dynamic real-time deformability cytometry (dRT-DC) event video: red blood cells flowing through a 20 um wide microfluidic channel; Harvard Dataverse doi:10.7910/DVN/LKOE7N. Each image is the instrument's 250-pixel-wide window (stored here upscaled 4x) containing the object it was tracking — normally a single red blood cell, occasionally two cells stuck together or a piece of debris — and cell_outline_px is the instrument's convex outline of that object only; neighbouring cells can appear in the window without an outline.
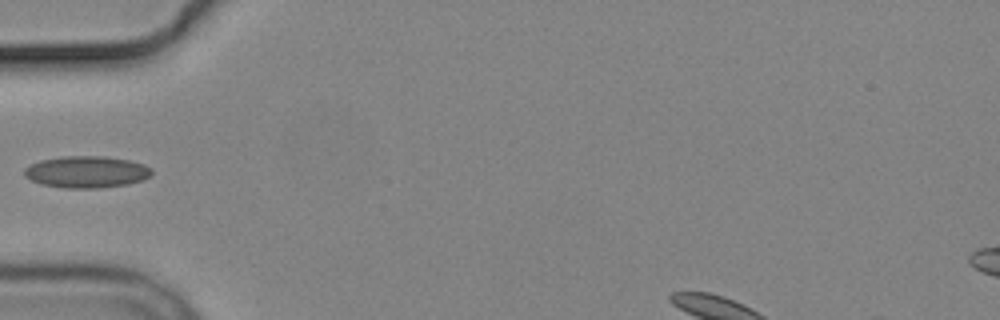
{"species": "common noctule bat (a hibernating species)", "species_latin": "Nyctalus noctula", "temperature_condition": "cold", "stored_images_in_passage": 6, "camera_frame_rate_fps": 3000, "um_per_image_px": 0.085, "animal": {"sex": "male", "body_mass_g": 19.2, "forearm_length_mm": 51.8}, "frame": {"image": 1, "passage_image": 5, "time_ms": 6.0, "image_size_px": [1000, 320], "cell_outline_px": [[152, 176], [144, 180], [128, 184], [100, 188], [64, 188], [40, 184], [24, 176], [24, 168], [40, 160], [60, 156], [104, 156], [128, 160], [144, 164], [152, 168]], "centroid_in_image_um": [7.38, 14.61], "position_along_channel_um": 77.6, "area_um2": 23.81}}
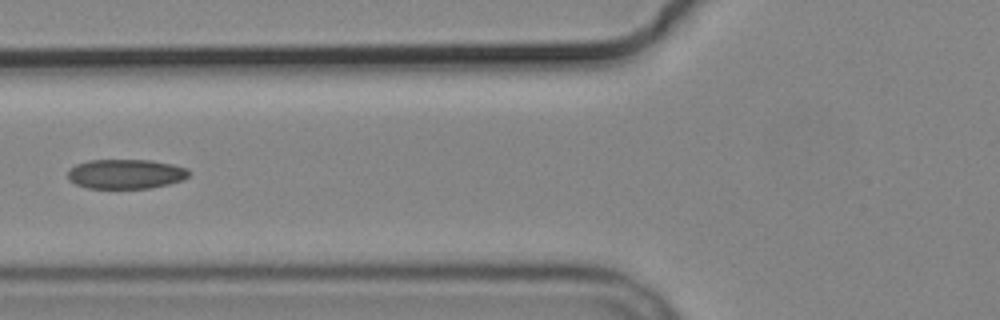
{"frame": {"image": 2, "passage_image": 6, "time_ms": 7.0, "image_size_px": [1000, 320], "cell_outline_px": [[192, 172], [184, 180], [168, 184], [148, 188], [88, 188], [76, 184], [68, 180], [68, 172], [76, 164], [88, 160], [148, 160], [172, 164], [188, 168]], "centroid_in_image_um": [10.72, 14.78], "position_along_channel_um": 115.1, "area_um2": 20.92}}